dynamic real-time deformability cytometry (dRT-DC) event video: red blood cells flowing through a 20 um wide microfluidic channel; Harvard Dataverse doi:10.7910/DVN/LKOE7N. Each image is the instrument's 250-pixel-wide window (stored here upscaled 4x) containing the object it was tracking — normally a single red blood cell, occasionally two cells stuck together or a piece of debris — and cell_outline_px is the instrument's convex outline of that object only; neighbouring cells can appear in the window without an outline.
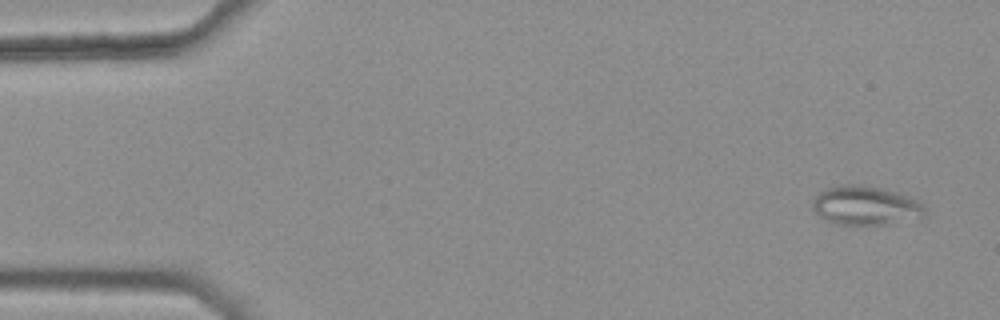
{"species": "common noctule bat (a hibernating species)", "species_latin": "Nyctalus noctula", "temperature_condition": "warm", "stored_images_in_passage": 4, "camera_frame_rate_fps": 3000, "um_per_image_px": 0.085, "animal": {"sex": "female", "body_mass_g": 25.1}, "frame": {"image": 1, "passage_image": 1, "time_ms": 0.0, "image_size_px": [1000, 320], "cell_outline_px": [[924, 212], [920, 216], [888, 224], [836, 224], [820, 216], [812, 208], [812, 200], [820, 192], [828, 188], [844, 184], [860, 184], [884, 188], [900, 192], [912, 196], [924, 204]], "centroid_in_image_um": [73.57, 17.44], "position_along_channel_um": 11.4, "area_um2": 25.43}}